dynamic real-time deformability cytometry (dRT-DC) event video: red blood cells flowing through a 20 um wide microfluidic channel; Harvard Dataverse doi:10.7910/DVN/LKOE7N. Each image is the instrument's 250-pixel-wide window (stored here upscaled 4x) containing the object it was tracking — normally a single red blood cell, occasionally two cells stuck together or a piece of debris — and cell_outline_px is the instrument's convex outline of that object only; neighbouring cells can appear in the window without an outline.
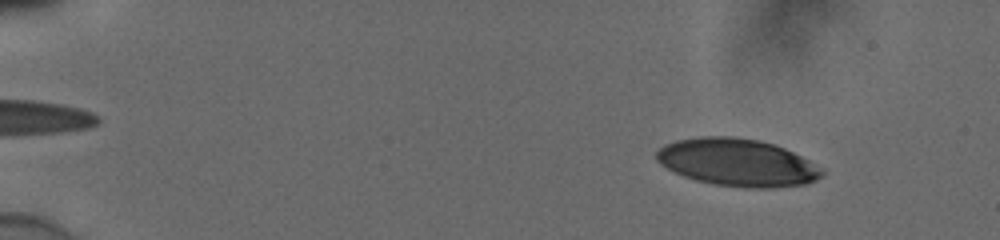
{"species": "human", "species_latin": "Homo sapiens", "temperature_condition": "cold", "stored_images_in_passage": 55, "camera_frame_rate_fps": 3000, "um_per_image_px": 0.085, "donor": {"sex": "male"}, "frame": {"image": 1, "passage_image": 7, "time_ms": 2.0, "image_size_px": [1000, 240], "cell_outline_px": [[824, 176], [808, 184], [772, 188], [748, 188], [716, 184], [696, 180], [684, 176], [660, 164], [656, 160], [656, 152], [664, 144], [676, 140], [700, 136], [736, 136], [760, 140], [776, 144], [824, 168]], "centroid_in_image_um": [62.71, 13.8], "position_along_channel_um": 22.3, "area_um2": 46.07}}
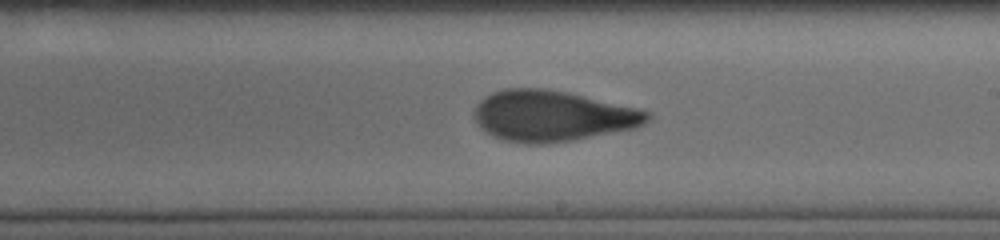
{"frame": {"image": 2, "passage_image": 34, "time_ms": 11.0, "image_size_px": [1000, 240], "cell_outline_px": [[652, 120], [636, 128], [572, 140], [544, 144], [528, 144], [504, 140], [492, 136], [480, 128], [476, 120], [476, 104], [480, 100], [492, 92], [504, 88], [544, 88], [568, 92], [636, 108], [652, 112]], "centroid_in_image_um": [46.97, 9.85], "position_along_channel_um": 242.0, "area_um2": 51.33}}
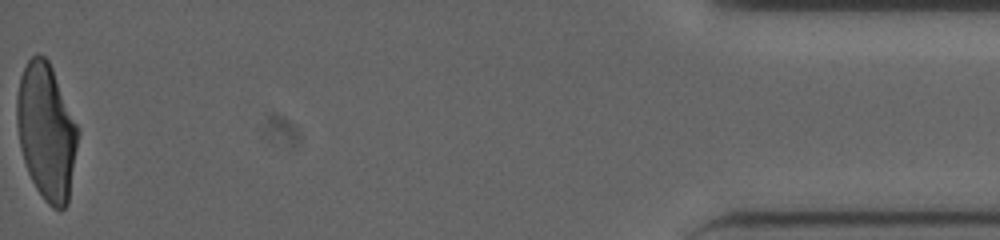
{"frame": {"image": 3, "passage_image": 55, "time_ms": 18.0, "image_size_px": [1000, 240], "cell_outline_px": [[80, 132], [68, 204], [60, 212], [52, 208], [44, 200], [36, 188], [28, 172], [20, 148], [16, 124], [16, 96], [20, 76], [28, 60], [36, 52], [44, 56], [48, 60], [52, 68], [80, 128]], "centroid_in_image_um": [3.96, 11.19], "position_along_channel_um": 431.2, "area_um2": 49.19}, "authors_computed_cell_mechanics": {"area_um2": 49.0144, "velocity_mm_per_s": 3.8732, "shape_relaxation_time_tau1_ms": 5.3989, "shape_relaxation_time_tau2_ms": 1.4515, "deformation_change_tau1": 0.207, "deformation_change_tau2": 0.0885}}